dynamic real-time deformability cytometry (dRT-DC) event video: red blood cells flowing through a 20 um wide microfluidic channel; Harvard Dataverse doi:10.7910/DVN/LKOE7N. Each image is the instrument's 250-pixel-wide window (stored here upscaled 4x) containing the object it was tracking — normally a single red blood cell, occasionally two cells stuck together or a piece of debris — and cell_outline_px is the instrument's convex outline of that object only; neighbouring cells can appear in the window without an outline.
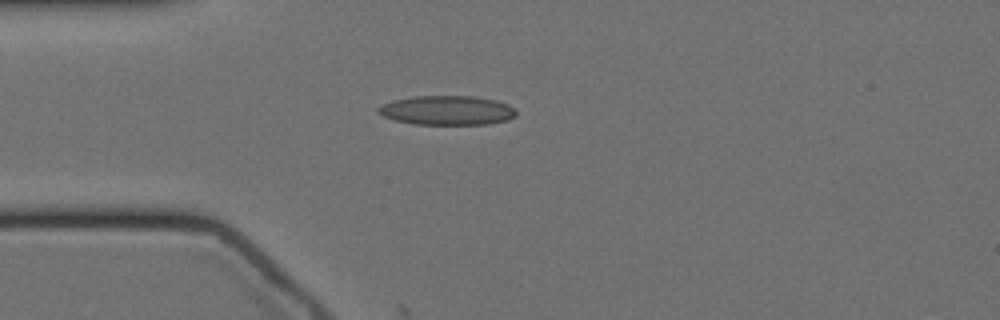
{"species": "Egyptian fruit bat (a non-hibernating species)", "species_latin": "Rousettus aegyptiacus", "temperature_condition": "cold", "stored_images_in_passage": 16, "camera_frame_rate_fps": 3000, "um_per_image_px": 0.085, "animal": {"sex": "female"}, "frame": {"image": 1, "passage_image": 13, "time_ms": 4.0, "image_size_px": [1000, 320], "cell_outline_px": [[516, 116], [508, 120], [488, 124], [412, 124], [396, 120], [384, 116], [376, 112], [376, 108], [392, 100], [412, 96], [476, 96], [496, 100], [508, 104], [516, 108]], "centroid_in_image_um": [38.02, 9.37], "position_along_channel_um": 47.0, "area_um2": 23.76}}